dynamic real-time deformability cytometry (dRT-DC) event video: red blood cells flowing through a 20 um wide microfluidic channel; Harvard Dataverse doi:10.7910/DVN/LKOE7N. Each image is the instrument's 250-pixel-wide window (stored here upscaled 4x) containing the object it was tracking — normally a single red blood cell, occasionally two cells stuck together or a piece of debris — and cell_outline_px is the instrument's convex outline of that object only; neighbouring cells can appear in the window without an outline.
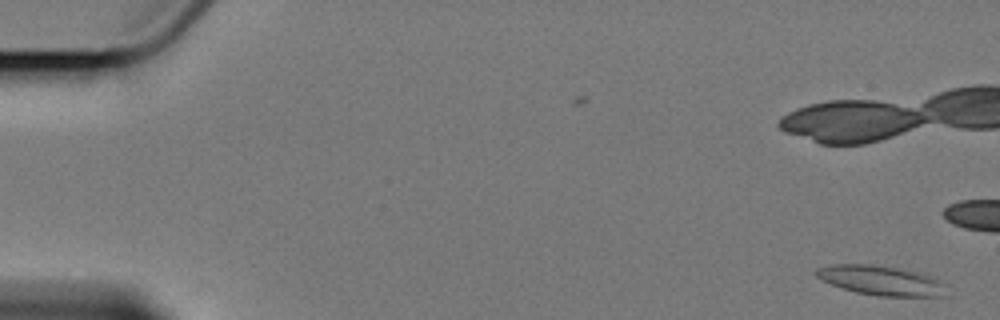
{"species": "Egyptian fruit bat (a non-hibernating species)", "species_latin": "Rousettus aegyptiacus", "temperature_condition": "cold", "stored_images_in_passage": 3, "camera_frame_rate_fps": 3000, "um_per_image_px": 0.085, "animal": {"sex": "female"}, "frame": {"image": 1, "passage_image": 3, "time_ms": 2.333, "image_size_px": [1000, 320], "cell_outline_px": [[940, 296], [876, 296], [856, 292], [840, 288], [816, 276], [812, 272], [816, 268], [832, 264], [872, 264], [912, 272], [928, 276], [936, 280], [940, 284]], "centroid_in_image_um": [74.67, 23.83], "position_along_channel_um": 10.3, "area_um2": 21.5}}